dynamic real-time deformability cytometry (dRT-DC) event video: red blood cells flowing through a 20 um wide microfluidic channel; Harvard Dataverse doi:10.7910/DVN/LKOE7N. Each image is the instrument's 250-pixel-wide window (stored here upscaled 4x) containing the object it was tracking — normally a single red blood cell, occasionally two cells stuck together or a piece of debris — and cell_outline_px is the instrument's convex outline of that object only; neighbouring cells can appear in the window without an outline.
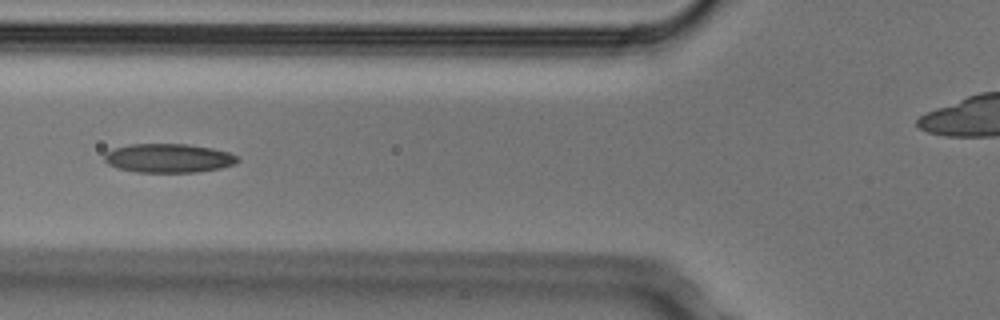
{"species": "Egyptian fruit bat (a non-hibernating species)", "species_latin": "Rousettus aegyptiacus", "temperature_condition": "cold", "stored_images_in_passage": 7, "camera_frame_rate_fps": 3000, "um_per_image_px": 0.085, "animal": {"sex": "male"}, "frame": {"image": 1, "passage_image": 6, "time_ms": 1.667, "image_size_px": [1000, 320], "cell_outline_px": [[240, 160], [232, 164], [220, 168], [196, 172], [136, 172], [116, 168], [108, 164], [104, 160], [104, 152], [128, 144], [188, 144], [212, 148], [228, 152], [240, 156]], "centroid_in_image_um": [14.31, 13.44], "position_along_channel_um": 111.5, "area_um2": 22.54}}